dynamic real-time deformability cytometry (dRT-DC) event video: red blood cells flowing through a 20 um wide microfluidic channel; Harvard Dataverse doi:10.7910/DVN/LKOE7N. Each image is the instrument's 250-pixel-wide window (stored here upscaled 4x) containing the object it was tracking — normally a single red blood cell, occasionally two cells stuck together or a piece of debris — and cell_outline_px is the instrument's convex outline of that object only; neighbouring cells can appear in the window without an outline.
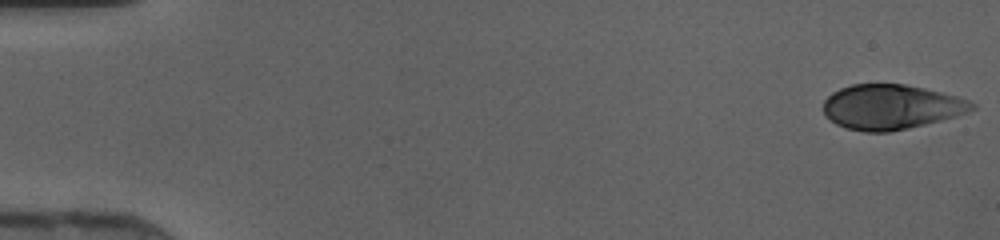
{"species": "human", "species_latin": "Homo sapiens", "temperature_condition": "cold", "stored_images_in_passage": 46, "camera_frame_rate_fps": 3000, "um_per_image_px": 0.085, "donor": {"sex": "female"}, "frame": {"image": 1, "passage_image": 1, "time_ms": 0.0, "image_size_px": [1000, 240], "cell_outline_px": [[976, 108], [956, 116], [908, 128], [888, 132], [864, 132], [844, 128], [836, 124], [824, 112], [824, 100], [832, 92], [840, 88], [852, 84], [904, 84], [924, 88], [956, 96], [968, 100], [976, 104]], "centroid_in_image_um": [75.73, 9.09], "position_along_channel_um": 9.3, "area_um2": 38.61}}
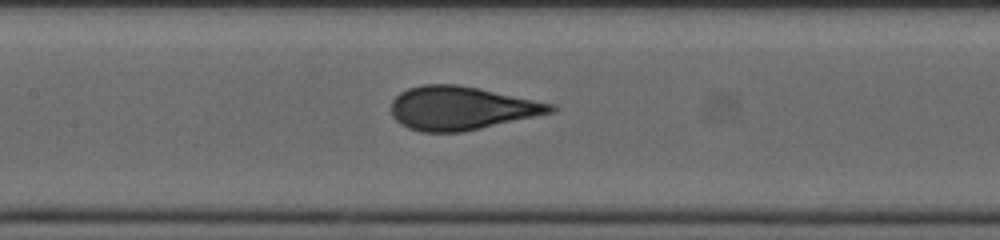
{"frame": {"image": 2, "passage_image": 22, "time_ms": 7.0, "image_size_px": [1000, 240], "cell_outline_px": [[560, 108], [556, 112], [480, 128], [460, 132], [420, 132], [408, 128], [400, 124], [392, 116], [392, 100], [400, 92], [408, 88], [424, 84], [460, 84], [556, 104]], "centroid_in_image_um": [39.25, 9.18], "position_along_channel_um": 168.2, "area_um2": 40.69}}
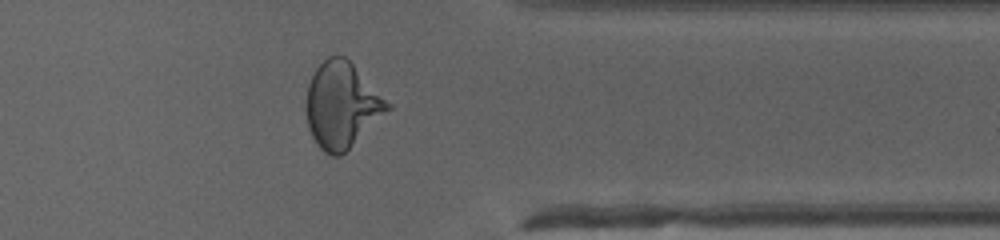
{"frame": {"image": 3, "passage_image": 37, "time_ms": 12.0, "image_size_px": [1000, 240], "cell_outline_px": [[392, 108], [340, 156], [332, 156], [324, 152], [320, 148], [312, 136], [308, 128], [304, 104], [308, 84], [316, 68], [328, 56], [344, 56], [392, 104]], "centroid_in_image_um": [29.03, 8.95], "position_along_channel_um": 382.4, "area_um2": 40.52}}